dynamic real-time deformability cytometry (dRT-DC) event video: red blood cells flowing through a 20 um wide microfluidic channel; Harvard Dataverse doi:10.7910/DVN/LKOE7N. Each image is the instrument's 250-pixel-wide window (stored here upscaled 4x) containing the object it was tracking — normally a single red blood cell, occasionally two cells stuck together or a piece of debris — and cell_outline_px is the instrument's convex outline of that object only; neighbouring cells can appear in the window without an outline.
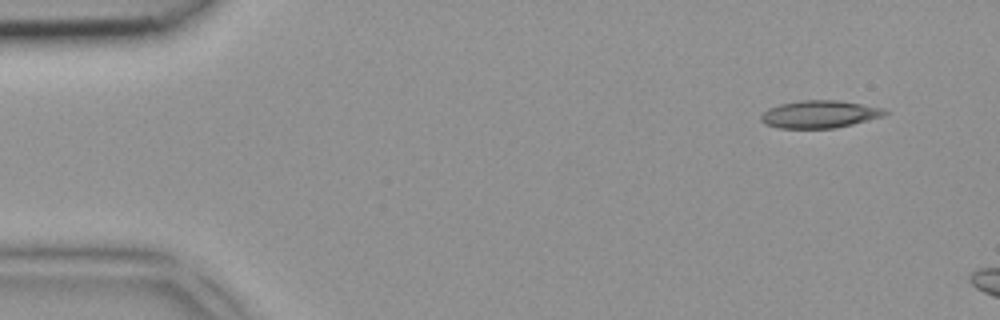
{"species": "common noctule bat (a hibernating species)", "species_latin": "Nyctalus noctula", "temperature_condition": "room temperature", "stored_images_in_passage": 3, "camera_frame_rate_fps": 3000, "um_per_image_px": 0.085, "animal": {"sex": "female", "body_mass_g": 18.4}, "frame": {"image": 1, "passage_image": 1, "time_ms": 0.0, "image_size_px": [1000, 320], "cell_outline_px": [[888, 112], [884, 116], [836, 128], [780, 128], [764, 124], [760, 120], [760, 116], [768, 108], [780, 104], [800, 100], [840, 100], [884, 108]], "centroid_in_image_um": [69.66, 9.7], "position_along_channel_um": 15.3, "area_um2": 19.94}}